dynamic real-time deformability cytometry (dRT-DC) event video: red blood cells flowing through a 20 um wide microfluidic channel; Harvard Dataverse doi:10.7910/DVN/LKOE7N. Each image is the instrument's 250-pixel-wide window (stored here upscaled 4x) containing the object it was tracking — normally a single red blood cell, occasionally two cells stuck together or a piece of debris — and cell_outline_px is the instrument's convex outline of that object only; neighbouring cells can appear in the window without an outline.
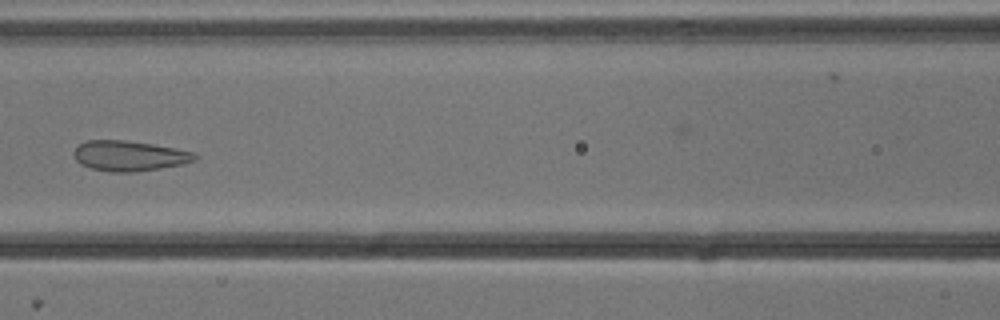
{"species": "common noctule bat (a hibernating species)", "species_latin": "Nyctalus noctula", "temperature_condition": "cold", "stored_images_in_passage": 4, "camera_frame_rate_fps": 3000, "um_per_image_px": 0.085, "animal": {"sex": "male", "body_mass_g": 13.3}, "frame": {"image": 1, "passage_image": 4, "time_ms": 1.0, "image_size_px": [1000, 320], "cell_outline_px": [[200, 156], [196, 160], [184, 164], [136, 172], [112, 172], [92, 168], [80, 164], [76, 160], [72, 152], [80, 144], [88, 140], [124, 140], [152, 144], [176, 148], [196, 152]], "centroid_in_image_um": [11.04, 13.25], "position_along_channel_um": 155.6, "area_um2": 21.5}}